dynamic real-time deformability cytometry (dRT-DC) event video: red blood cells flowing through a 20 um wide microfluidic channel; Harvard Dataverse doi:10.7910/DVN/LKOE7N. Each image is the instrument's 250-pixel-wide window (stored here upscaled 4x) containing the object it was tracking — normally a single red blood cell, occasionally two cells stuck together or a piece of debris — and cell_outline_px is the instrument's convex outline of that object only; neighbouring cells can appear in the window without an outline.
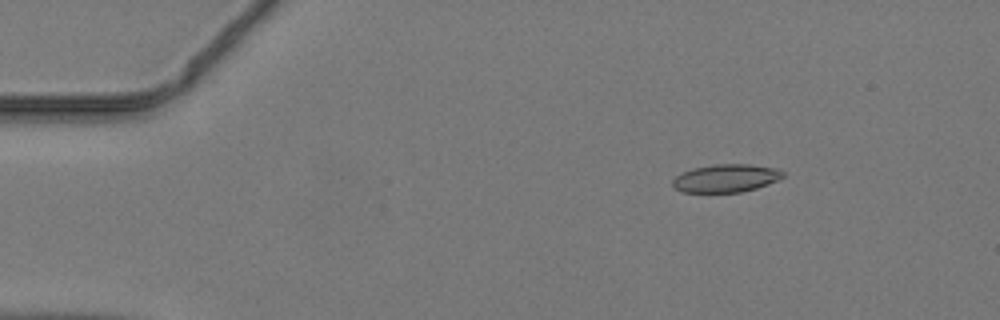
{"species": "common noctule bat (a hibernating species)", "species_latin": "Nyctalus noctula", "temperature_condition": "warm", "stored_images_in_passage": 47, "camera_frame_rate_fps": 3000, "um_per_image_px": 0.085, "animal": {"sex": "male", "body_mass_g": 19.2, "forearm_length_mm": 51.8}, "frame": {"image": 1, "passage_image": 7, "time_ms": 2.0, "image_size_px": [1000, 320], "cell_outline_px": [[784, 176], [768, 184], [756, 188], [740, 192], [680, 192], [672, 184], [672, 180], [676, 176], [692, 168], [716, 164], [748, 164], [776, 168], [784, 172]], "centroid_in_image_um": [61.69, 15.14], "position_along_channel_um": 23.3, "area_um2": 17.86}}
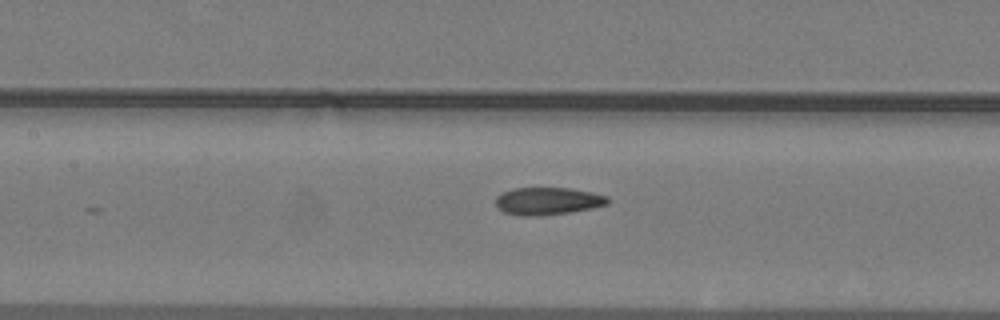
{"frame": {"image": 2, "passage_image": 22, "time_ms": 7.0, "image_size_px": [1000, 320], "cell_outline_px": [[612, 200], [608, 204], [592, 208], [568, 212], [536, 216], [520, 216], [504, 212], [496, 208], [496, 196], [512, 188], [572, 188], [592, 192], [608, 196]], "centroid_in_image_um": [46.57, 17.09], "position_along_channel_um": 160.8, "area_um2": 18.09}}
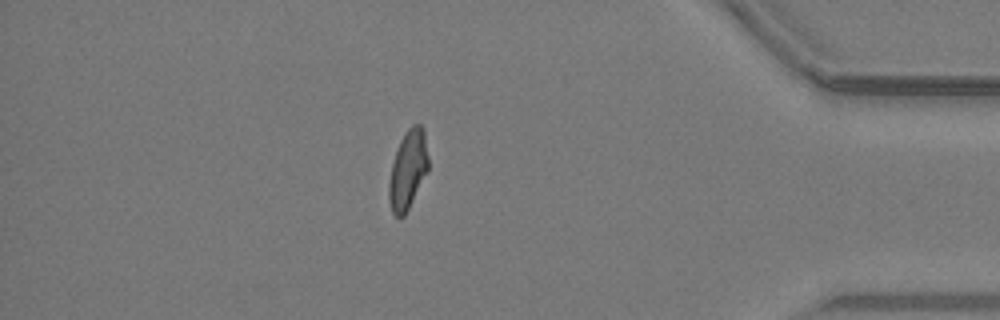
{"frame": {"image": 3, "passage_image": 41, "time_ms": 13.333, "image_size_px": [1000, 320], "cell_outline_px": [[428, 172], [404, 216], [396, 216], [392, 212], [388, 196], [388, 184], [392, 164], [400, 140], [408, 128], [412, 124], [420, 124], [424, 128], [428, 156]], "centroid_in_image_um": [34.68, 14.41], "position_along_channel_um": 400.5, "area_um2": 18.09}}